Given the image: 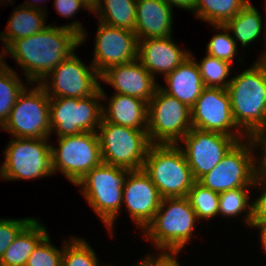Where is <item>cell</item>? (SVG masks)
<instances>
[{"label":"cell","instance_id":"16","mask_svg":"<svg viewBox=\"0 0 266 266\" xmlns=\"http://www.w3.org/2000/svg\"><path fill=\"white\" fill-rule=\"evenodd\" d=\"M92 66L101 76L110 67L138 59L139 40L134 31L99 22Z\"/></svg>","mask_w":266,"mask_h":266},{"label":"cell","instance_id":"39","mask_svg":"<svg viewBox=\"0 0 266 266\" xmlns=\"http://www.w3.org/2000/svg\"><path fill=\"white\" fill-rule=\"evenodd\" d=\"M178 252H163L154 258L151 255L141 261L138 266H180L179 262L176 260ZM174 255V257H173Z\"/></svg>","mask_w":266,"mask_h":266},{"label":"cell","instance_id":"31","mask_svg":"<svg viewBox=\"0 0 266 266\" xmlns=\"http://www.w3.org/2000/svg\"><path fill=\"white\" fill-rule=\"evenodd\" d=\"M196 64L202 77L205 87L227 89L231 79L225 80L229 73L232 64L216 57L206 55L200 63Z\"/></svg>","mask_w":266,"mask_h":266},{"label":"cell","instance_id":"42","mask_svg":"<svg viewBox=\"0 0 266 266\" xmlns=\"http://www.w3.org/2000/svg\"><path fill=\"white\" fill-rule=\"evenodd\" d=\"M260 236H261V244L263 245L264 251L266 252V226L260 227Z\"/></svg>","mask_w":266,"mask_h":266},{"label":"cell","instance_id":"9","mask_svg":"<svg viewBox=\"0 0 266 266\" xmlns=\"http://www.w3.org/2000/svg\"><path fill=\"white\" fill-rule=\"evenodd\" d=\"M51 147L52 171H60L76 185L89 171L102 163L97 132H83L58 139Z\"/></svg>","mask_w":266,"mask_h":266},{"label":"cell","instance_id":"27","mask_svg":"<svg viewBox=\"0 0 266 266\" xmlns=\"http://www.w3.org/2000/svg\"><path fill=\"white\" fill-rule=\"evenodd\" d=\"M249 0H197L196 16L211 25H225Z\"/></svg>","mask_w":266,"mask_h":266},{"label":"cell","instance_id":"21","mask_svg":"<svg viewBox=\"0 0 266 266\" xmlns=\"http://www.w3.org/2000/svg\"><path fill=\"white\" fill-rule=\"evenodd\" d=\"M190 56L164 78L168 88L161 89L190 108L205 88L196 61Z\"/></svg>","mask_w":266,"mask_h":266},{"label":"cell","instance_id":"34","mask_svg":"<svg viewBox=\"0 0 266 266\" xmlns=\"http://www.w3.org/2000/svg\"><path fill=\"white\" fill-rule=\"evenodd\" d=\"M48 234L37 244L25 266H62L63 251L50 243Z\"/></svg>","mask_w":266,"mask_h":266},{"label":"cell","instance_id":"26","mask_svg":"<svg viewBox=\"0 0 266 266\" xmlns=\"http://www.w3.org/2000/svg\"><path fill=\"white\" fill-rule=\"evenodd\" d=\"M225 27L232 31L233 39L240 41L242 47H245L260 36L262 29L261 15L249 1L240 12L225 24Z\"/></svg>","mask_w":266,"mask_h":266},{"label":"cell","instance_id":"6","mask_svg":"<svg viewBox=\"0 0 266 266\" xmlns=\"http://www.w3.org/2000/svg\"><path fill=\"white\" fill-rule=\"evenodd\" d=\"M98 130L103 163L130 170L143 169L151 145L147 130L109 123L103 118Z\"/></svg>","mask_w":266,"mask_h":266},{"label":"cell","instance_id":"28","mask_svg":"<svg viewBox=\"0 0 266 266\" xmlns=\"http://www.w3.org/2000/svg\"><path fill=\"white\" fill-rule=\"evenodd\" d=\"M16 72L4 63L0 68V127L8 120L12 107L25 89Z\"/></svg>","mask_w":266,"mask_h":266},{"label":"cell","instance_id":"1","mask_svg":"<svg viewBox=\"0 0 266 266\" xmlns=\"http://www.w3.org/2000/svg\"><path fill=\"white\" fill-rule=\"evenodd\" d=\"M84 33L80 22L61 27L50 25L31 36L13 41L3 54L9 53L15 58L25 71L28 84L42 82L84 42Z\"/></svg>","mask_w":266,"mask_h":266},{"label":"cell","instance_id":"3","mask_svg":"<svg viewBox=\"0 0 266 266\" xmlns=\"http://www.w3.org/2000/svg\"><path fill=\"white\" fill-rule=\"evenodd\" d=\"M197 220L186 196L162 198L153 220L144 229V236L162 252L179 253L191 239Z\"/></svg>","mask_w":266,"mask_h":266},{"label":"cell","instance_id":"29","mask_svg":"<svg viewBox=\"0 0 266 266\" xmlns=\"http://www.w3.org/2000/svg\"><path fill=\"white\" fill-rule=\"evenodd\" d=\"M187 199L197 219H209L219 212V193L195 181L187 193Z\"/></svg>","mask_w":266,"mask_h":266},{"label":"cell","instance_id":"10","mask_svg":"<svg viewBox=\"0 0 266 266\" xmlns=\"http://www.w3.org/2000/svg\"><path fill=\"white\" fill-rule=\"evenodd\" d=\"M47 141L48 138L12 139L4 151L5 160L0 169L1 178L16 181L52 174V146Z\"/></svg>","mask_w":266,"mask_h":266},{"label":"cell","instance_id":"15","mask_svg":"<svg viewBox=\"0 0 266 266\" xmlns=\"http://www.w3.org/2000/svg\"><path fill=\"white\" fill-rule=\"evenodd\" d=\"M191 120L192 128L233 137L243 135L246 140L243 131L238 130L233 133L232 129L235 127L237 129V125L233 119L231 99L227 89L205 87L191 107Z\"/></svg>","mask_w":266,"mask_h":266},{"label":"cell","instance_id":"24","mask_svg":"<svg viewBox=\"0 0 266 266\" xmlns=\"http://www.w3.org/2000/svg\"><path fill=\"white\" fill-rule=\"evenodd\" d=\"M45 226L33 219L10 244L0 259V266H25L37 244L47 235Z\"/></svg>","mask_w":266,"mask_h":266},{"label":"cell","instance_id":"12","mask_svg":"<svg viewBox=\"0 0 266 266\" xmlns=\"http://www.w3.org/2000/svg\"><path fill=\"white\" fill-rule=\"evenodd\" d=\"M247 139L249 142L246 144L241 140L238 141L225 157L198 182L218 193L245 186H255L257 166L252 155H254L253 151L256 146L251 137Z\"/></svg>","mask_w":266,"mask_h":266},{"label":"cell","instance_id":"33","mask_svg":"<svg viewBox=\"0 0 266 266\" xmlns=\"http://www.w3.org/2000/svg\"><path fill=\"white\" fill-rule=\"evenodd\" d=\"M214 28L221 29L224 33H218L212 37L206 48L207 54L232 64L237 53L236 41L230 36V32L225 25H214Z\"/></svg>","mask_w":266,"mask_h":266},{"label":"cell","instance_id":"22","mask_svg":"<svg viewBox=\"0 0 266 266\" xmlns=\"http://www.w3.org/2000/svg\"><path fill=\"white\" fill-rule=\"evenodd\" d=\"M102 110L103 119L109 123L147 130L148 103L142 99L115 93L108 108Z\"/></svg>","mask_w":266,"mask_h":266},{"label":"cell","instance_id":"32","mask_svg":"<svg viewBox=\"0 0 266 266\" xmlns=\"http://www.w3.org/2000/svg\"><path fill=\"white\" fill-rule=\"evenodd\" d=\"M70 242H64V247L62 248V266L99 265L95 252L85 240L72 237Z\"/></svg>","mask_w":266,"mask_h":266},{"label":"cell","instance_id":"41","mask_svg":"<svg viewBox=\"0 0 266 266\" xmlns=\"http://www.w3.org/2000/svg\"><path fill=\"white\" fill-rule=\"evenodd\" d=\"M83 2L88 6L91 11H94L95 8L99 5L100 0H83Z\"/></svg>","mask_w":266,"mask_h":266},{"label":"cell","instance_id":"23","mask_svg":"<svg viewBox=\"0 0 266 266\" xmlns=\"http://www.w3.org/2000/svg\"><path fill=\"white\" fill-rule=\"evenodd\" d=\"M44 11L46 10H43L42 7L39 8L30 2H26L19 9L16 8L7 23L6 30L8 32L0 34V40L4 42L5 48L19 38L28 37L44 30L48 26H45Z\"/></svg>","mask_w":266,"mask_h":266},{"label":"cell","instance_id":"43","mask_svg":"<svg viewBox=\"0 0 266 266\" xmlns=\"http://www.w3.org/2000/svg\"><path fill=\"white\" fill-rule=\"evenodd\" d=\"M265 30H266V29H265ZM265 57H266V51H265V53L263 54V56L260 57V58H261V60H263Z\"/></svg>","mask_w":266,"mask_h":266},{"label":"cell","instance_id":"36","mask_svg":"<svg viewBox=\"0 0 266 266\" xmlns=\"http://www.w3.org/2000/svg\"><path fill=\"white\" fill-rule=\"evenodd\" d=\"M264 184L263 193L252 202V220L251 227L260 228L266 226V181L257 179L256 185L259 187Z\"/></svg>","mask_w":266,"mask_h":266},{"label":"cell","instance_id":"17","mask_svg":"<svg viewBox=\"0 0 266 266\" xmlns=\"http://www.w3.org/2000/svg\"><path fill=\"white\" fill-rule=\"evenodd\" d=\"M162 197L150 176L143 170H131L123 186L122 203L143 230L153 220Z\"/></svg>","mask_w":266,"mask_h":266},{"label":"cell","instance_id":"11","mask_svg":"<svg viewBox=\"0 0 266 266\" xmlns=\"http://www.w3.org/2000/svg\"><path fill=\"white\" fill-rule=\"evenodd\" d=\"M1 128L15 138H49L50 98L40 83L22 91Z\"/></svg>","mask_w":266,"mask_h":266},{"label":"cell","instance_id":"7","mask_svg":"<svg viewBox=\"0 0 266 266\" xmlns=\"http://www.w3.org/2000/svg\"><path fill=\"white\" fill-rule=\"evenodd\" d=\"M191 129V108L158 86L148 103L147 135L150 143L178 144Z\"/></svg>","mask_w":266,"mask_h":266},{"label":"cell","instance_id":"19","mask_svg":"<svg viewBox=\"0 0 266 266\" xmlns=\"http://www.w3.org/2000/svg\"><path fill=\"white\" fill-rule=\"evenodd\" d=\"M189 56L190 52L182 51L171 36L139 40L138 60L153 77L155 72L165 77Z\"/></svg>","mask_w":266,"mask_h":266},{"label":"cell","instance_id":"8","mask_svg":"<svg viewBox=\"0 0 266 266\" xmlns=\"http://www.w3.org/2000/svg\"><path fill=\"white\" fill-rule=\"evenodd\" d=\"M106 97L101 88L85 98H50V129L58 137L78 135L83 132H97L103 118V105L99 100Z\"/></svg>","mask_w":266,"mask_h":266},{"label":"cell","instance_id":"35","mask_svg":"<svg viewBox=\"0 0 266 266\" xmlns=\"http://www.w3.org/2000/svg\"><path fill=\"white\" fill-rule=\"evenodd\" d=\"M33 220L26 219H0V259L6 249L16 239L18 234Z\"/></svg>","mask_w":266,"mask_h":266},{"label":"cell","instance_id":"30","mask_svg":"<svg viewBox=\"0 0 266 266\" xmlns=\"http://www.w3.org/2000/svg\"><path fill=\"white\" fill-rule=\"evenodd\" d=\"M251 186L240 187L233 190L223 191L219 193V214L227 217L237 216L242 211L247 212L245 223L251 224L252 220V204H249L250 195L248 188ZM247 188V189H246Z\"/></svg>","mask_w":266,"mask_h":266},{"label":"cell","instance_id":"40","mask_svg":"<svg viewBox=\"0 0 266 266\" xmlns=\"http://www.w3.org/2000/svg\"><path fill=\"white\" fill-rule=\"evenodd\" d=\"M167 4H169L171 7L178 6L180 8H184L186 10H193L195 9L196 6V1L197 0H164Z\"/></svg>","mask_w":266,"mask_h":266},{"label":"cell","instance_id":"18","mask_svg":"<svg viewBox=\"0 0 266 266\" xmlns=\"http://www.w3.org/2000/svg\"><path fill=\"white\" fill-rule=\"evenodd\" d=\"M100 80L109 83L118 94L136 97L147 103L150 102L159 86L156 84V78L143 67L138 59L110 67L100 76Z\"/></svg>","mask_w":266,"mask_h":266},{"label":"cell","instance_id":"20","mask_svg":"<svg viewBox=\"0 0 266 266\" xmlns=\"http://www.w3.org/2000/svg\"><path fill=\"white\" fill-rule=\"evenodd\" d=\"M172 7L164 0H136V25L138 40L171 36Z\"/></svg>","mask_w":266,"mask_h":266},{"label":"cell","instance_id":"5","mask_svg":"<svg viewBox=\"0 0 266 266\" xmlns=\"http://www.w3.org/2000/svg\"><path fill=\"white\" fill-rule=\"evenodd\" d=\"M130 171L102 162L76 184L82 188L85 199L108 226L111 235L112 225L122 205L123 186Z\"/></svg>","mask_w":266,"mask_h":266},{"label":"cell","instance_id":"13","mask_svg":"<svg viewBox=\"0 0 266 266\" xmlns=\"http://www.w3.org/2000/svg\"><path fill=\"white\" fill-rule=\"evenodd\" d=\"M52 78L49 86L48 78ZM100 75L91 65L86 67L73 52L40 82L49 98H85L100 89Z\"/></svg>","mask_w":266,"mask_h":266},{"label":"cell","instance_id":"25","mask_svg":"<svg viewBox=\"0 0 266 266\" xmlns=\"http://www.w3.org/2000/svg\"><path fill=\"white\" fill-rule=\"evenodd\" d=\"M93 12L99 14V22L103 24L131 31L135 29L136 0H100Z\"/></svg>","mask_w":266,"mask_h":266},{"label":"cell","instance_id":"14","mask_svg":"<svg viewBox=\"0 0 266 266\" xmlns=\"http://www.w3.org/2000/svg\"><path fill=\"white\" fill-rule=\"evenodd\" d=\"M240 138L242 137L192 128L182 138L185 148H181L191 168L194 180L198 181L210 172L229 150L241 140Z\"/></svg>","mask_w":266,"mask_h":266},{"label":"cell","instance_id":"38","mask_svg":"<svg viewBox=\"0 0 266 266\" xmlns=\"http://www.w3.org/2000/svg\"><path fill=\"white\" fill-rule=\"evenodd\" d=\"M56 11L62 17H72L80 7L91 11L83 0H54Z\"/></svg>","mask_w":266,"mask_h":266},{"label":"cell","instance_id":"37","mask_svg":"<svg viewBox=\"0 0 266 266\" xmlns=\"http://www.w3.org/2000/svg\"><path fill=\"white\" fill-rule=\"evenodd\" d=\"M255 146H263V156L259 159V165H257V179L266 181V128L259 130L252 137Z\"/></svg>","mask_w":266,"mask_h":266},{"label":"cell","instance_id":"2","mask_svg":"<svg viewBox=\"0 0 266 266\" xmlns=\"http://www.w3.org/2000/svg\"><path fill=\"white\" fill-rule=\"evenodd\" d=\"M233 119L246 137L266 128V62L233 77L228 85ZM244 127V128H243ZM241 128V129H240ZM242 128L245 130H242Z\"/></svg>","mask_w":266,"mask_h":266},{"label":"cell","instance_id":"4","mask_svg":"<svg viewBox=\"0 0 266 266\" xmlns=\"http://www.w3.org/2000/svg\"><path fill=\"white\" fill-rule=\"evenodd\" d=\"M143 170L150 176L162 198L185 197L195 182L178 144H151Z\"/></svg>","mask_w":266,"mask_h":266}]
</instances>
